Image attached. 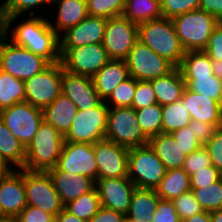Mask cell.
I'll list each match as a JSON object with an SVG mask.
<instances>
[{
  "mask_svg": "<svg viewBox=\"0 0 222 222\" xmlns=\"http://www.w3.org/2000/svg\"><path fill=\"white\" fill-rule=\"evenodd\" d=\"M13 28L0 31L15 45L45 58L50 64L60 62V36L50 26L48 18L42 17V14L26 15V18Z\"/></svg>",
  "mask_w": 222,
  "mask_h": 222,
  "instance_id": "1",
  "label": "cell"
},
{
  "mask_svg": "<svg viewBox=\"0 0 222 222\" xmlns=\"http://www.w3.org/2000/svg\"><path fill=\"white\" fill-rule=\"evenodd\" d=\"M157 103L155 91L150 81L136 80V89L131 107L135 110Z\"/></svg>",
  "mask_w": 222,
  "mask_h": 222,
  "instance_id": "44",
  "label": "cell"
},
{
  "mask_svg": "<svg viewBox=\"0 0 222 222\" xmlns=\"http://www.w3.org/2000/svg\"><path fill=\"white\" fill-rule=\"evenodd\" d=\"M181 100L186 104L191 119L222 126V105L185 87Z\"/></svg>",
  "mask_w": 222,
  "mask_h": 222,
  "instance_id": "22",
  "label": "cell"
},
{
  "mask_svg": "<svg viewBox=\"0 0 222 222\" xmlns=\"http://www.w3.org/2000/svg\"><path fill=\"white\" fill-rule=\"evenodd\" d=\"M0 155L12 169H22L26 148L0 119ZM14 166V167H13Z\"/></svg>",
  "mask_w": 222,
  "mask_h": 222,
  "instance_id": "30",
  "label": "cell"
},
{
  "mask_svg": "<svg viewBox=\"0 0 222 222\" xmlns=\"http://www.w3.org/2000/svg\"><path fill=\"white\" fill-rule=\"evenodd\" d=\"M51 2L52 0H5L0 3V29H11L19 16L26 13L34 16L39 7L41 9L42 5H52Z\"/></svg>",
  "mask_w": 222,
  "mask_h": 222,
  "instance_id": "28",
  "label": "cell"
},
{
  "mask_svg": "<svg viewBox=\"0 0 222 222\" xmlns=\"http://www.w3.org/2000/svg\"><path fill=\"white\" fill-rule=\"evenodd\" d=\"M150 82L155 91L157 103L161 106L180 100L186 87L178 67H175L167 75Z\"/></svg>",
  "mask_w": 222,
  "mask_h": 222,
  "instance_id": "27",
  "label": "cell"
},
{
  "mask_svg": "<svg viewBox=\"0 0 222 222\" xmlns=\"http://www.w3.org/2000/svg\"><path fill=\"white\" fill-rule=\"evenodd\" d=\"M136 89V79L129 77L121 82L104 101L109 108L131 107Z\"/></svg>",
  "mask_w": 222,
  "mask_h": 222,
  "instance_id": "41",
  "label": "cell"
},
{
  "mask_svg": "<svg viewBox=\"0 0 222 222\" xmlns=\"http://www.w3.org/2000/svg\"><path fill=\"white\" fill-rule=\"evenodd\" d=\"M204 52L211 61L222 60V23L213 30Z\"/></svg>",
  "mask_w": 222,
  "mask_h": 222,
  "instance_id": "50",
  "label": "cell"
},
{
  "mask_svg": "<svg viewBox=\"0 0 222 222\" xmlns=\"http://www.w3.org/2000/svg\"><path fill=\"white\" fill-rule=\"evenodd\" d=\"M77 111L76 105L61 93L51 104L42 109L43 120L65 136L72 126Z\"/></svg>",
  "mask_w": 222,
  "mask_h": 222,
  "instance_id": "26",
  "label": "cell"
},
{
  "mask_svg": "<svg viewBox=\"0 0 222 222\" xmlns=\"http://www.w3.org/2000/svg\"><path fill=\"white\" fill-rule=\"evenodd\" d=\"M166 168L149 145L129 149L128 178L139 189H155Z\"/></svg>",
  "mask_w": 222,
  "mask_h": 222,
  "instance_id": "7",
  "label": "cell"
},
{
  "mask_svg": "<svg viewBox=\"0 0 222 222\" xmlns=\"http://www.w3.org/2000/svg\"><path fill=\"white\" fill-rule=\"evenodd\" d=\"M122 16L137 25L160 19L163 17L160 0H125Z\"/></svg>",
  "mask_w": 222,
  "mask_h": 222,
  "instance_id": "32",
  "label": "cell"
},
{
  "mask_svg": "<svg viewBox=\"0 0 222 222\" xmlns=\"http://www.w3.org/2000/svg\"><path fill=\"white\" fill-rule=\"evenodd\" d=\"M24 186L27 205L39 207L54 217L64 209L47 171H31L24 168Z\"/></svg>",
  "mask_w": 222,
  "mask_h": 222,
  "instance_id": "10",
  "label": "cell"
},
{
  "mask_svg": "<svg viewBox=\"0 0 222 222\" xmlns=\"http://www.w3.org/2000/svg\"><path fill=\"white\" fill-rule=\"evenodd\" d=\"M150 222H182L176 212L174 203L170 200L160 199L157 209Z\"/></svg>",
  "mask_w": 222,
  "mask_h": 222,
  "instance_id": "49",
  "label": "cell"
},
{
  "mask_svg": "<svg viewBox=\"0 0 222 222\" xmlns=\"http://www.w3.org/2000/svg\"><path fill=\"white\" fill-rule=\"evenodd\" d=\"M51 4L57 12L54 22L49 19V23L59 36L88 16L86 0H52Z\"/></svg>",
  "mask_w": 222,
  "mask_h": 222,
  "instance_id": "23",
  "label": "cell"
},
{
  "mask_svg": "<svg viewBox=\"0 0 222 222\" xmlns=\"http://www.w3.org/2000/svg\"><path fill=\"white\" fill-rule=\"evenodd\" d=\"M95 187L101 206L127 215L133 192L137 188L128 176L97 179Z\"/></svg>",
  "mask_w": 222,
  "mask_h": 222,
  "instance_id": "17",
  "label": "cell"
},
{
  "mask_svg": "<svg viewBox=\"0 0 222 222\" xmlns=\"http://www.w3.org/2000/svg\"><path fill=\"white\" fill-rule=\"evenodd\" d=\"M199 143L204 146L215 134L218 126L192 119L189 123Z\"/></svg>",
  "mask_w": 222,
  "mask_h": 222,
  "instance_id": "52",
  "label": "cell"
},
{
  "mask_svg": "<svg viewBox=\"0 0 222 222\" xmlns=\"http://www.w3.org/2000/svg\"><path fill=\"white\" fill-rule=\"evenodd\" d=\"M138 39L137 24L123 16L107 19L102 45L110 59L125 60Z\"/></svg>",
  "mask_w": 222,
  "mask_h": 222,
  "instance_id": "14",
  "label": "cell"
},
{
  "mask_svg": "<svg viewBox=\"0 0 222 222\" xmlns=\"http://www.w3.org/2000/svg\"><path fill=\"white\" fill-rule=\"evenodd\" d=\"M160 197L155 189H139L133 192L127 216L139 222L152 220Z\"/></svg>",
  "mask_w": 222,
  "mask_h": 222,
  "instance_id": "29",
  "label": "cell"
},
{
  "mask_svg": "<svg viewBox=\"0 0 222 222\" xmlns=\"http://www.w3.org/2000/svg\"><path fill=\"white\" fill-rule=\"evenodd\" d=\"M64 143V135L43 120L33 140L26 147L23 168L31 171H48L54 168L57 166Z\"/></svg>",
  "mask_w": 222,
  "mask_h": 222,
  "instance_id": "3",
  "label": "cell"
},
{
  "mask_svg": "<svg viewBox=\"0 0 222 222\" xmlns=\"http://www.w3.org/2000/svg\"><path fill=\"white\" fill-rule=\"evenodd\" d=\"M97 179L128 176L129 149L109 140L94 143Z\"/></svg>",
  "mask_w": 222,
  "mask_h": 222,
  "instance_id": "16",
  "label": "cell"
},
{
  "mask_svg": "<svg viewBox=\"0 0 222 222\" xmlns=\"http://www.w3.org/2000/svg\"><path fill=\"white\" fill-rule=\"evenodd\" d=\"M222 178V173L213 165L204 167L190 176L191 188H201L215 183Z\"/></svg>",
  "mask_w": 222,
  "mask_h": 222,
  "instance_id": "46",
  "label": "cell"
},
{
  "mask_svg": "<svg viewBox=\"0 0 222 222\" xmlns=\"http://www.w3.org/2000/svg\"><path fill=\"white\" fill-rule=\"evenodd\" d=\"M211 165L212 162L207 149L204 146H201L187 155V158L184 161L183 169L188 173L189 176H191L196 171Z\"/></svg>",
  "mask_w": 222,
  "mask_h": 222,
  "instance_id": "45",
  "label": "cell"
},
{
  "mask_svg": "<svg viewBox=\"0 0 222 222\" xmlns=\"http://www.w3.org/2000/svg\"><path fill=\"white\" fill-rule=\"evenodd\" d=\"M143 133L151 138L162 132V106L158 103L136 110Z\"/></svg>",
  "mask_w": 222,
  "mask_h": 222,
  "instance_id": "37",
  "label": "cell"
},
{
  "mask_svg": "<svg viewBox=\"0 0 222 222\" xmlns=\"http://www.w3.org/2000/svg\"><path fill=\"white\" fill-rule=\"evenodd\" d=\"M126 215L101 206L89 222H124Z\"/></svg>",
  "mask_w": 222,
  "mask_h": 222,
  "instance_id": "53",
  "label": "cell"
},
{
  "mask_svg": "<svg viewBox=\"0 0 222 222\" xmlns=\"http://www.w3.org/2000/svg\"><path fill=\"white\" fill-rule=\"evenodd\" d=\"M186 104L180 99L177 102L162 106V133H172L189 126L191 122Z\"/></svg>",
  "mask_w": 222,
  "mask_h": 222,
  "instance_id": "35",
  "label": "cell"
},
{
  "mask_svg": "<svg viewBox=\"0 0 222 222\" xmlns=\"http://www.w3.org/2000/svg\"><path fill=\"white\" fill-rule=\"evenodd\" d=\"M125 61L130 76L136 80L151 81L167 75L175 68L139 39Z\"/></svg>",
  "mask_w": 222,
  "mask_h": 222,
  "instance_id": "11",
  "label": "cell"
},
{
  "mask_svg": "<svg viewBox=\"0 0 222 222\" xmlns=\"http://www.w3.org/2000/svg\"><path fill=\"white\" fill-rule=\"evenodd\" d=\"M191 190L204 211L212 212L222 209V178L210 185L191 188Z\"/></svg>",
  "mask_w": 222,
  "mask_h": 222,
  "instance_id": "39",
  "label": "cell"
},
{
  "mask_svg": "<svg viewBox=\"0 0 222 222\" xmlns=\"http://www.w3.org/2000/svg\"><path fill=\"white\" fill-rule=\"evenodd\" d=\"M212 67L214 75L222 80V60L212 61Z\"/></svg>",
  "mask_w": 222,
  "mask_h": 222,
  "instance_id": "57",
  "label": "cell"
},
{
  "mask_svg": "<svg viewBox=\"0 0 222 222\" xmlns=\"http://www.w3.org/2000/svg\"><path fill=\"white\" fill-rule=\"evenodd\" d=\"M172 202L181 221L204 211L192 190L182 193L178 198L172 200Z\"/></svg>",
  "mask_w": 222,
  "mask_h": 222,
  "instance_id": "43",
  "label": "cell"
},
{
  "mask_svg": "<svg viewBox=\"0 0 222 222\" xmlns=\"http://www.w3.org/2000/svg\"><path fill=\"white\" fill-rule=\"evenodd\" d=\"M63 205L76 200L95 187V181L85 175L67 173L57 166L47 171Z\"/></svg>",
  "mask_w": 222,
  "mask_h": 222,
  "instance_id": "21",
  "label": "cell"
},
{
  "mask_svg": "<svg viewBox=\"0 0 222 222\" xmlns=\"http://www.w3.org/2000/svg\"><path fill=\"white\" fill-rule=\"evenodd\" d=\"M212 165L222 173V126L218 127L214 136L204 145Z\"/></svg>",
  "mask_w": 222,
  "mask_h": 222,
  "instance_id": "48",
  "label": "cell"
},
{
  "mask_svg": "<svg viewBox=\"0 0 222 222\" xmlns=\"http://www.w3.org/2000/svg\"><path fill=\"white\" fill-rule=\"evenodd\" d=\"M63 66L50 64L42 72L24 81L25 102L43 109L62 93Z\"/></svg>",
  "mask_w": 222,
  "mask_h": 222,
  "instance_id": "8",
  "label": "cell"
},
{
  "mask_svg": "<svg viewBox=\"0 0 222 222\" xmlns=\"http://www.w3.org/2000/svg\"><path fill=\"white\" fill-rule=\"evenodd\" d=\"M0 222H18L17 216L0 215Z\"/></svg>",
  "mask_w": 222,
  "mask_h": 222,
  "instance_id": "60",
  "label": "cell"
},
{
  "mask_svg": "<svg viewBox=\"0 0 222 222\" xmlns=\"http://www.w3.org/2000/svg\"><path fill=\"white\" fill-rule=\"evenodd\" d=\"M57 167L64 172L85 175L96 181L94 144L65 141Z\"/></svg>",
  "mask_w": 222,
  "mask_h": 222,
  "instance_id": "15",
  "label": "cell"
},
{
  "mask_svg": "<svg viewBox=\"0 0 222 222\" xmlns=\"http://www.w3.org/2000/svg\"><path fill=\"white\" fill-rule=\"evenodd\" d=\"M186 87L222 104V80L215 75L184 79Z\"/></svg>",
  "mask_w": 222,
  "mask_h": 222,
  "instance_id": "38",
  "label": "cell"
},
{
  "mask_svg": "<svg viewBox=\"0 0 222 222\" xmlns=\"http://www.w3.org/2000/svg\"><path fill=\"white\" fill-rule=\"evenodd\" d=\"M105 139L128 149L148 145L149 140L132 107L109 108Z\"/></svg>",
  "mask_w": 222,
  "mask_h": 222,
  "instance_id": "6",
  "label": "cell"
},
{
  "mask_svg": "<svg viewBox=\"0 0 222 222\" xmlns=\"http://www.w3.org/2000/svg\"><path fill=\"white\" fill-rule=\"evenodd\" d=\"M62 94L68 97L78 110H89L103 101L95 90L92 77L74 74L64 69Z\"/></svg>",
  "mask_w": 222,
  "mask_h": 222,
  "instance_id": "19",
  "label": "cell"
},
{
  "mask_svg": "<svg viewBox=\"0 0 222 222\" xmlns=\"http://www.w3.org/2000/svg\"><path fill=\"white\" fill-rule=\"evenodd\" d=\"M148 145L156 153L166 170L183 168L187 154L172 134L161 132L149 138Z\"/></svg>",
  "mask_w": 222,
  "mask_h": 222,
  "instance_id": "25",
  "label": "cell"
},
{
  "mask_svg": "<svg viewBox=\"0 0 222 222\" xmlns=\"http://www.w3.org/2000/svg\"><path fill=\"white\" fill-rule=\"evenodd\" d=\"M107 19L87 16L60 36V49H72L90 44H102Z\"/></svg>",
  "mask_w": 222,
  "mask_h": 222,
  "instance_id": "20",
  "label": "cell"
},
{
  "mask_svg": "<svg viewBox=\"0 0 222 222\" xmlns=\"http://www.w3.org/2000/svg\"><path fill=\"white\" fill-rule=\"evenodd\" d=\"M17 217L20 222H55L52 214L30 205H27Z\"/></svg>",
  "mask_w": 222,
  "mask_h": 222,
  "instance_id": "51",
  "label": "cell"
},
{
  "mask_svg": "<svg viewBox=\"0 0 222 222\" xmlns=\"http://www.w3.org/2000/svg\"><path fill=\"white\" fill-rule=\"evenodd\" d=\"M199 9L210 13L222 23V0H201Z\"/></svg>",
  "mask_w": 222,
  "mask_h": 222,
  "instance_id": "54",
  "label": "cell"
},
{
  "mask_svg": "<svg viewBox=\"0 0 222 222\" xmlns=\"http://www.w3.org/2000/svg\"><path fill=\"white\" fill-rule=\"evenodd\" d=\"M139 40L156 54L178 67L185 56L172 19L160 18L138 25Z\"/></svg>",
  "mask_w": 222,
  "mask_h": 222,
  "instance_id": "2",
  "label": "cell"
},
{
  "mask_svg": "<svg viewBox=\"0 0 222 222\" xmlns=\"http://www.w3.org/2000/svg\"><path fill=\"white\" fill-rule=\"evenodd\" d=\"M7 40L0 31V70L25 81L50 65L45 58Z\"/></svg>",
  "mask_w": 222,
  "mask_h": 222,
  "instance_id": "5",
  "label": "cell"
},
{
  "mask_svg": "<svg viewBox=\"0 0 222 222\" xmlns=\"http://www.w3.org/2000/svg\"><path fill=\"white\" fill-rule=\"evenodd\" d=\"M178 68L183 79L214 75L212 61L204 50L187 51Z\"/></svg>",
  "mask_w": 222,
  "mask_h": 222,
  "instance_id": "33",
  "label": "cell"
},
{
  "mask_svg": "<svg viewBox=\"0 0 222 222\" xmlns=\"http://www.w3.org/2000/svg\"><path fill=\"white\" fill-rule=\"evenodd\" d=\"M172 21L186 52L204 50L213 30L220 23L213 15L201 9L183 13Z\"/></svg>",
  "mask_w": 222,
  "mask_h": 222,
  "instance_id": "4",
  "label": "cell"
},
{
  "mask_svg": "<svg viewBox=\"0 0 222 222\" xmlns=\"http://www.w3.org/2000/svg\"><path fill=\"white\" fill-rule=\"evenodd\" d=\"M55 222H87V221L80 219L77 216L63 209L56 215Z\"/></svg>",
  "mask_w": 222,
  "mask_h": 222,
  "instance_id": "55",
  "label": "cell"
},
{
  "mask_svg": "<svg viewBox=\"0 0 222 222\" xmlns=\"http://www.w3.org/2000/svg\"><path fill=\"white\" fill-rule=\"evenodd\" d=\"M171 134L176 142L185 150V154L187 155L202 146L190 126L180 128Z\"/></svg>",
  "mask_w": 222,
  "mask_h": 222,
  "instance_id": "47",
  "label": "cell"
},
{
  "mask_svg": "<svg viewBox=\"0 0 222 222\" xmlns=\"http://www.w3.org/2000/svg\"><path fill=\"white\" fill-rule=\"evenodd\" d=\"M11 170L12 167H10L0 155V176L10 172Z\"/></svg>",
  "mask_w": 222,
  "mask_h": 222,
  "instance_id": "58",
  "label": "cell"
},
{
  "mask_svg": "<svg viewBox=\"0 0 222 222\" xmlns=\"http://www.w3.org/2000/svg\"><path fill=\"white\" fill-rule=\"evenodd\" d=\"M190 190V176L183 168L167 170L165 177L155 188L160 199L170 201Z\"/></svg>",
  "mask_w": 222,
  "mask_h": 222,
  "instance_id": "31",
  "label": "cell"
},
{
  "mask_svg": "<svg viewBox=\"0 0 222 222\" xmlns=\"http://www.w3.org/2000/svg\"><path fill=\"white\" fill-rule=\"evenodd\" d=\"M124 222H139V221L130 219V218L126 215V218H125V221H124ZM144 222H148V221H144Z\"/></svg>",
  "mask_w": 222,
  "mask_h": 222,
  "instance_id": "61",
  "label": "cell"
},
{
  "mask_svg": "<svg viewBox=\"0 0 222 222\" xmlns=\"http://www.w3.org/2000/svg\"><path fill=\"white\" fill-rule=\"evenodd\" d=\"M63 69L80 75L93 77L108 61L102 44H90L72 49H60Z\"/></svg>",
  "mask_w": 222,
  "mask_h": 222,
  "instance_id": "13",
  "label": "cell"
},
{
  "mask_svg": "<svg viewBox=\"0 0 222 222\" xmlns=\"http://www.w3.org/2000/svg\"><path fill=\"white\" fill-rule=\"evenodd\" d=\"M100 207V199L96 187L76 200L64 205L66 211L87 222L98 212Z\"/></svg>",
  "mask_w": 222,
  "mask_h": 222,
  "instance_id": "36",
  "label": "cell"
},
{
  "mask_svg": "<svg viewBox=\"0 0 222 222\" xmlns=\"http://www.w3.org/2000/svg\"><path fill=\"white\" fill-rule=\"evenodd\" d=\"M201 0H160L163 18L173 19L183 13L199 9Z\"/></svg>",
  "mask_w": 222,
  "mask_h": 222,
  "instance_id": "42",
  "label": "cell"
},
{
  "mask_svg": "<svg viewBox=\"0 0 222 222\" xmlns=\"http://www.w3.org/2000/svg\"><path fill=\"white\" fill-rule=\"evenodd\" d=\"M0 119L26 148L43 121V113L42 109L22 102L0 111Z\"/></svg>",
  "mask_w": 222,
  "mask_h": 222,
  "instance_id": "12",
  "label": "cell"
},
{
  "mask_svg": "<svg viewBox=\"0 0 222 222\" xmlns=\"http://www.w3.org/2000/svg\"><path fill=\"white\" fill-rule=\"evenodd\" d=\"M89 16L115 18L122 16L125 0H86Z\"/></svg>",
  "mask_w": 222,
  "mask_h": 222,
  "instance_id": "40",
  "label": "cell"
},
{
  "mask_svg": "<svg viewBox=\"0 0 222 222\" xmlns=\"http://www.w3.org/2000/svg\"><path fill=\"white\" fill-rule=\"evenodd\" d=\"M27 206L24 168L0 176V215L18 216Z\"/></svg>",
  "mask_w": 222,
  "mask_h": 222,
  "instance_id": "18",
  "label": "cell"
},
{
  "mask_svg": "<svg viewBox=\"0 0 222 222\" xmlns=\"http://www.w3.org/2000/svg\"><path fill=\"white\" fill-rule=\"evenodd\" d=\"M129 77L126 61L111 59L92 78L95 90L105 101L114 89Z\"/></svg>",
  "mask_w": 222,
  "mask_h": 222,
  "instance_id": "24",
  "label": "cell"
},
{
  "mask_svg": "<svg viewBox=\"0 0 222 222\" xmlns=\"http://www.w3.org/2000/svg\"><path fill=\"white\" fill-rule=\"evenodd\" d=\"M22 102H25L24 81L0 70V111Z\"/></svg>",
  "mask_w": 222,
  "mask_h": 222,
  "instance_id": "34",
  "label": "cell"
},
{
  "mask_svg": "<svg viewBox=\"0 0 222 222\" xmlns=\"http://www.w3.org/2000/svg\"><path fill=\"white\" fill-rule=\"evenodd\" d=\"M212 222H222V209L210 212Z\"/></svg>",
  "mask_w": 222,
  "mask_h": 222,
  "instance_id": "59",
  "label": "cell"
},
{
  "mask_svg": "<svg viewBox=\"0 0 222 222\" xmlns=\"http://www.w3.org/2000/svg\"><path fill=\"white\" fill-rule=\"evenodd\" d=\"M182 222H212V220L210 212L202 211L198 214H195L194 216L182 220Z\"/></svg>",
  "mask_w": 222,
  "mask_h": 222,
  "instance_id": "56",
  "label": "cell"
},
{
  "mask_svg": "<svg viewBox=\"0 0 222 222\" xmlns=\"http://www.w3.org/2000/svg\"><path fill=\"white\" fill-rule=\"evenodd\" d=\"M108 111L104 101L89 110H78L65 141L94 144L104 140Z\"/></svg>",
  "mask_w": 222,
  "mask_h": 222,
  "instance_id": "9",
  "label": "cell"
}]
</instances>
